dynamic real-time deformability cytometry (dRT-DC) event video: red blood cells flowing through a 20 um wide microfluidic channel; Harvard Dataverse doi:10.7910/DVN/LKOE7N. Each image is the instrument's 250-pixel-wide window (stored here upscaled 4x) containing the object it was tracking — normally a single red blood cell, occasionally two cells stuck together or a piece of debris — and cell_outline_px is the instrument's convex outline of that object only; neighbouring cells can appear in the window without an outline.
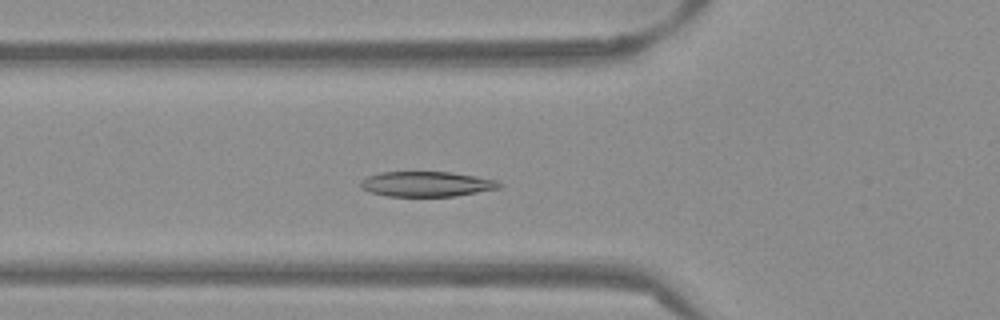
{"species": "Egyptian fruit bat (a non-hibernating species)", "species_latin": "Rousettus aegyptiacus", "temperature_condition": "warm", "stored_images_in_passage": 36, "camera_frame_rate_fps": 3000, "um_per_image_px": 0.085, "frame": {"image": 1, "passage_image": 11, "time_ms": 3.333, "image_size_px": [1000, 320], "cell_outline_px": [[504, 184], [500, 188], [456, 196], [388, 196], [372, 192], [360, 188], [360, 180], [368, 176], [380, 172], [448, 172], [476, 176], [496, 180]], "centroid_in_image_um": [36.27, 15.64], "position_along_channel_um": 89.5, "area_um2": 20.29}}
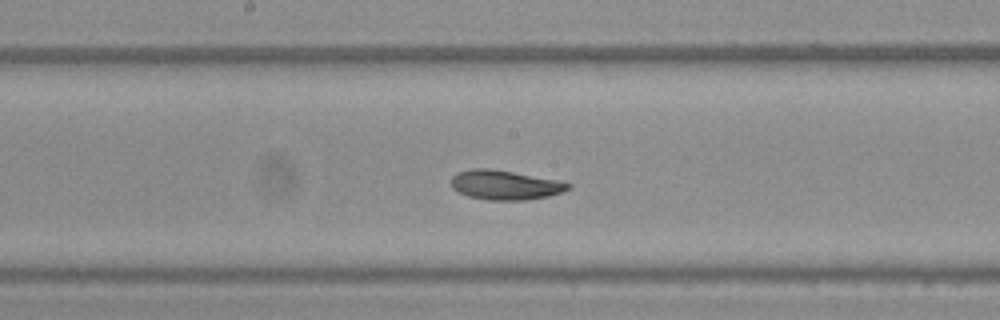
{"frame": {"image": 2, "passage_image": 20, "time_ms": 6.333, "image_size_px": [1000, 320], "cell_outline_px": [[572, 188], [548, 196], [524, 200], [488, 200], [468, 196], [452, 188], [452, 176], [456, 172], [472, 168], [488, 168], [512, 172], [556, 180], [572, 184]], "centroid_in_image_um": [42.9, 15.72], "position_along_channel_um": 205.3, "area_um2": 19.88}}
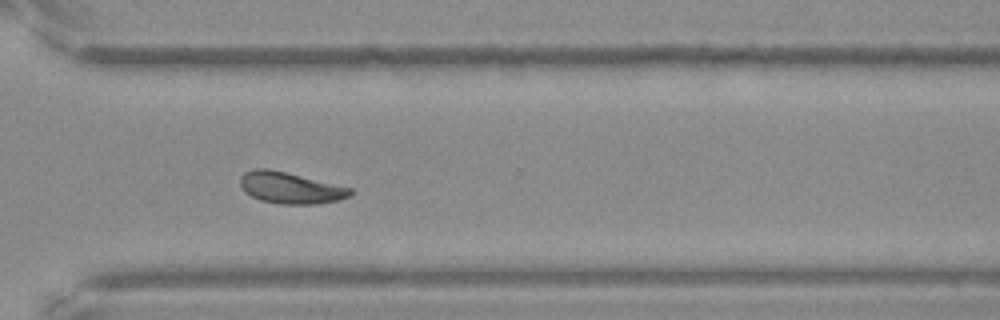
{"frame": {"image": 3, "passage_image": 31, "time_ms": 10.0, "image_size_px": [1000, 320], "cell_outline_px": [[352, 192], [348, 196], [340, 200], [320, 204], [280, 204], [260, 200], [244, 192], [240, 184], [240, 176], [244, 172], [252, 168], [268, 168], [352, 188]], "centroid_in_image_um": [24.64, 15.97], "position_along_channel_um": 346.0, "area_um2": 20.17}, "authors_computed_cell_mechanics": {"area_um2": 20.23, "velocity_mm_per_s": 3.8347, "shape_relaxation_time_tau1_ms": 2.9623, "shape_relaxation_time_tau2_ms": 2.2243, "deformation_change_tau1": 0.1301, "deformation_change_tau2": 0.083}}